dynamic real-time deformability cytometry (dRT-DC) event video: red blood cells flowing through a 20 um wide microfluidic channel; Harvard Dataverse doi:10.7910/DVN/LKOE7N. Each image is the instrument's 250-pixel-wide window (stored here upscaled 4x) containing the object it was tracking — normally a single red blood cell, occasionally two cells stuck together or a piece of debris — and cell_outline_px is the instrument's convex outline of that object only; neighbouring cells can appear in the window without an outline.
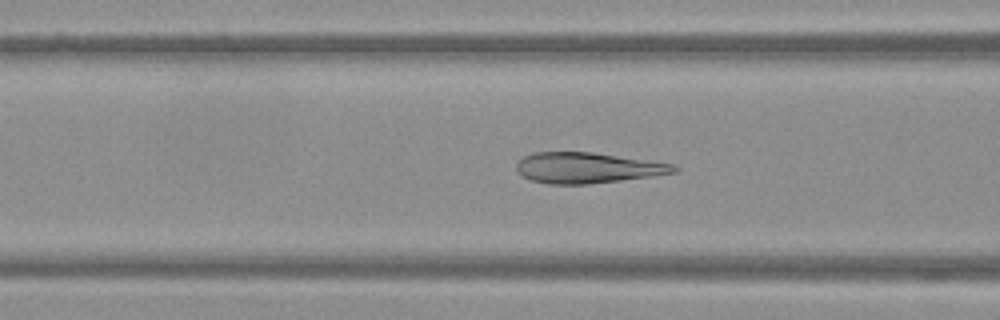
{"species": "Egyptian fruit bat (a non-hibernating species)", "species_latin": "Rousettus aegyptiacus", "temperature_condition": "warm", "stored_images_in_passage": 40, "camera_frame_rate_fps": 3000, "um_per_image_px": 0.085, "frame": {"image": 1, "passage_image": 20, "time_ms": 6.333, "image_size_px": [1000, 320], "cell_outline_px": [[680, 168], [676, 172], [652, 176], [588, 184], [548, 184], [532, 180], [520, 176], [516, 172], [516, 164], [524, 156], [536, 152], [592, 152], [676, 164]], "centroid_in_image_um": [49.93, 14.26], "position_along_channel_um": 116.7, "area_um2": 28.21}}
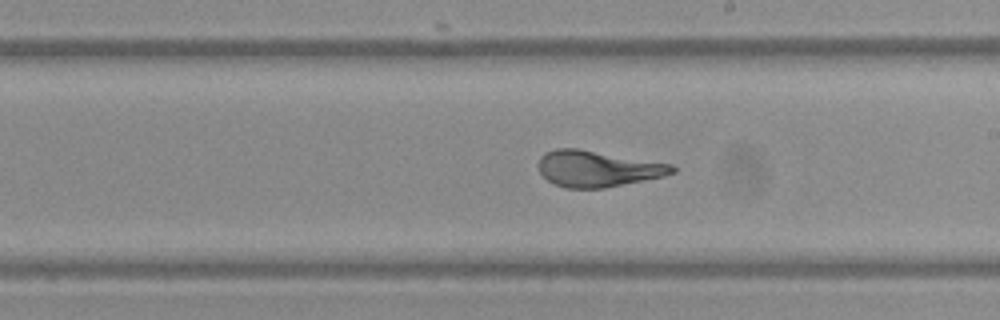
{"frame": {"image": 2, "passage_image": 29, "time_ms": 9.333, "image_size_px": [1000, 320], "cell_outline_px": [[676, 172], [664, 176], [604, 188], [564, 188], [548, 180], [540, 172], [536, 164], [540, 156], [544, 152], [556, 148], [576, 148], [672, 164], [676, 168]], "centroid_in_image_um": [50.76, 14.33], "position_along_channel_um": 238.2, "area_um2": 28.15}}
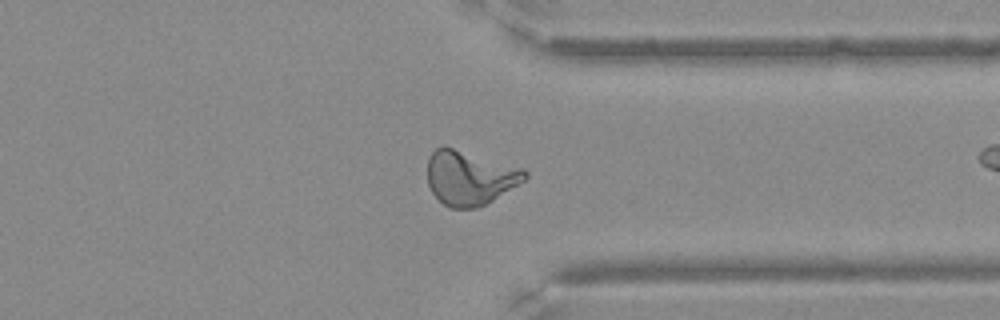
{"frame": {"image": 3, "passage_image": 39, "time_ms": 12.667, "image_size_px": [1000, 320], "cell_outline_px": [[528, 176], [524, 180], [492, 200], [476, 208], [448, 208], [432, 192], [428, 184], [428, 156], [436, 148], [444, 144], [524, 168], [528, 172]], "centroid_in_image_um": [39.91, 15.07], "position_along_channel_um": 371.5, "area_um2": 30.98}}